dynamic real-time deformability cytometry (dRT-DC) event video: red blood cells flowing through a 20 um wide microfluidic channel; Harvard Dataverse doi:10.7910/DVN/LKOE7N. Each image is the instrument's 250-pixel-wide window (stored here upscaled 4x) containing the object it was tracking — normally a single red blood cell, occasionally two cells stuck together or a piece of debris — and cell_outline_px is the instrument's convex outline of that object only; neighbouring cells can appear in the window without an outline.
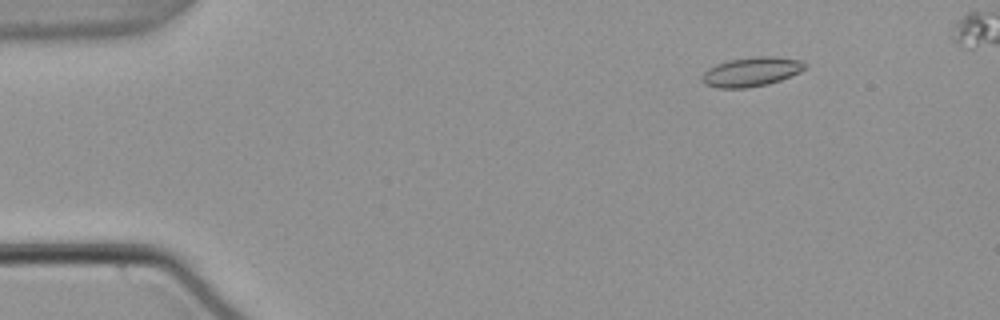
{"species": "common noctule bat (a hibernating species)", "species_latin": "Nyctalus noctula", "temperature_condition": "warm", "stored_images_in_passage": 51, "camera_frame_rate_fps": 3000, "um_per_image_px": 0.085, "animal": {"sex": "male", "body_mass_g": 21.5, "forearm_length_mm": 52.0}, "frame": {"image": 1, "passage_image": 8, "time_ms": 2.333, "image_size_px": [1000, 320], "cell_outline_px": [[804, 68], [800, 72], [780, 80], [768, 84], [748, 88], [720, 88], [704, 84], [700, 80], [700, 76], [708, 68], [732, 60], [756, 56], [768, 56], [800, 60], [804, 64]], "centroid_in_image_um": [63.82, 6.12], "position_along_channel_um": 21.2, "area_um2": 17.28}}
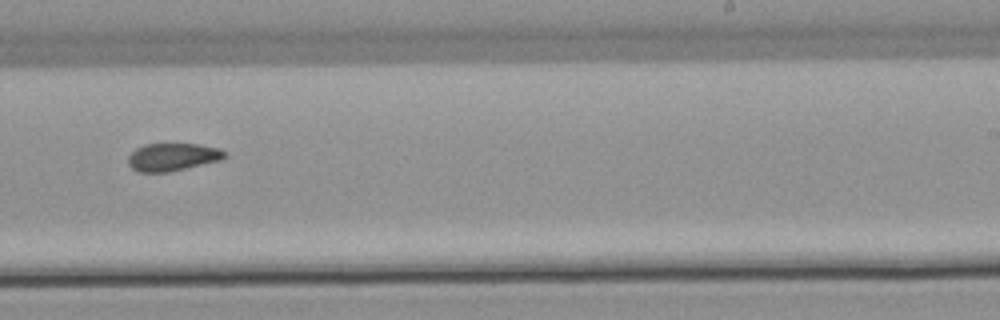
{"frame": {"image": 2, "passage_image": 35, "time_ms": 11.333, "image_size_px": [1000, 320], "cell_outline_px": [[228, 156], [220, 160], [168, 172], [140, 172], [132, 168], [128, 164], [128, 156], [136, 148], [144, 144], [200, 144], [220, 148], [228, 152]], "centroid_in_image_um": [14.7, 13.33], "position_along_channel_um": 274.3, "area_um2": 15.66}}
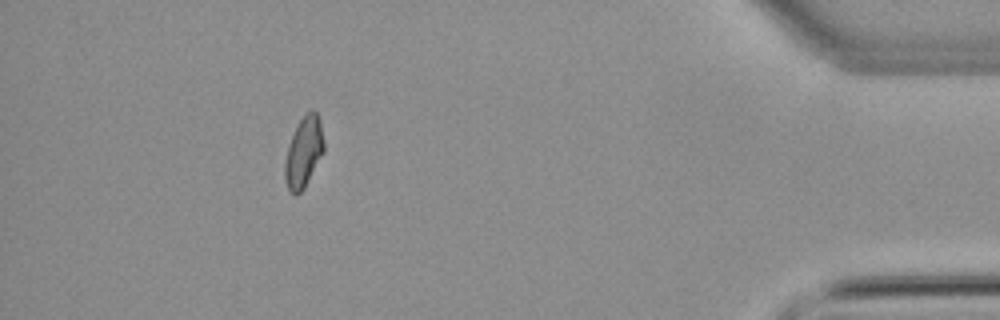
{"frame": {"image": 3, "passage_image": 50, "time_ms": 16.333, "image_size_px": [1000, 320], "cell_outline_px": [[324, 152], [304, 188], [296, 196], [288, 192], [284, 180], [284, 164], [288, 148], [292, 136], [300, 120], [312, 108], [316, 112], [320, 120], [324, 140]], "centroid_in_image_um": [25.81, 12.98], "position_along_channel_um": 409.4, "area_um2": 16.07}}